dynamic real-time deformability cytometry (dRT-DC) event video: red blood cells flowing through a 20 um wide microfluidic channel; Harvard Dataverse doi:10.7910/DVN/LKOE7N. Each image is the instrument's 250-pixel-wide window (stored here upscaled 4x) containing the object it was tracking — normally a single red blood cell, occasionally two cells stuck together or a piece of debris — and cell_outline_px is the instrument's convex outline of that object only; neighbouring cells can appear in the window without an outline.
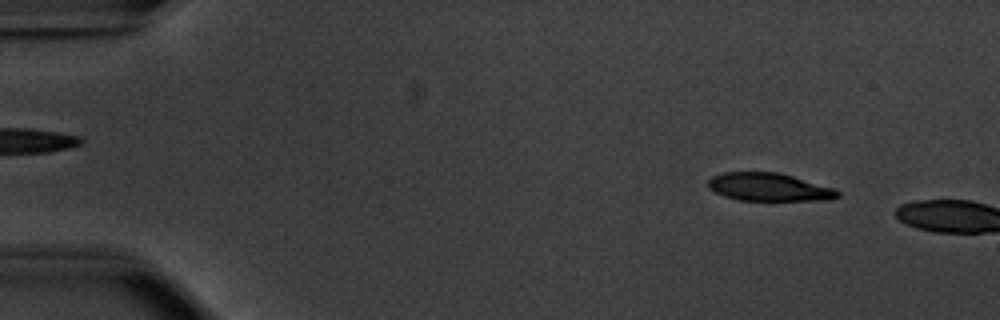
{"species": "common noctule bat (a hibernating species)", "species_latin": "Nyctalus noctula", "temperature_condition": "warm", "stored_images_in_passage": 3, "camera_frame_rate_fps": 3000, "um_per_image_px": 0.085, "animal": {"sex": "male", "body_mass_g": 20.1, "forearm_length_mm": 53.5}, "frame": {"image": 1, "passage_image": 1, "time_ms": 0.0, "image_size_px": [1000, 320], "cell_outline_px": [[840, 196], [832, 200], [740, 200], [724, 196], [708, 188], [708, 180], [712, 176], [724, 172], [780, 172], [832, 188], [840, 192]], "centroid_in_image_um": [65.35, 15.9], "position_along_channel_um": 19.6, "area_um2": 21.04}}